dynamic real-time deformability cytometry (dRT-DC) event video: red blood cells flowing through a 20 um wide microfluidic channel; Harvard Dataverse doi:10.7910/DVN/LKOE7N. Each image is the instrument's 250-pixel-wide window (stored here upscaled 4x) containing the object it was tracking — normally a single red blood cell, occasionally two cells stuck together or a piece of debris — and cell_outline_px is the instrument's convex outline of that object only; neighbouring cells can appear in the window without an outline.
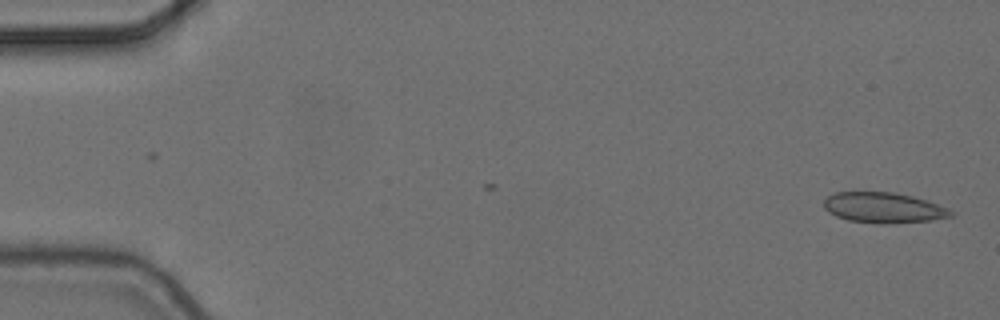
{"species": "common noctule bat (a hibernating species)", "species_latin": "Nyctalus noctula", "temperature_condition": "cold", "stored_images_in_passage": 2, "camera_frame_rate_fps": 3000, "um_per_image_px": 0.085, "animal": {"sex": "female", "body_mass_g": 24.6, "forearm_length_mm": 56.2}, "frame": {"image": 1, "passage_image": 2, "time_ms": 0.333, "image_size_px": [1000, 320], "cell_outline_px": [[956, 212], [952, 216], [932, 220], [884, 224], [880, 224], [848, 220], [836, 216], [828, 212], [824, 208], [824, 200], [828, 196], [836, 192], [892, 192], [912, 196], [928, 200], [948, 208]], "centroid_in_image_um": [75.12, 17.66], "position_along_channel_um": 9.9, "area_um2": 22.66}}